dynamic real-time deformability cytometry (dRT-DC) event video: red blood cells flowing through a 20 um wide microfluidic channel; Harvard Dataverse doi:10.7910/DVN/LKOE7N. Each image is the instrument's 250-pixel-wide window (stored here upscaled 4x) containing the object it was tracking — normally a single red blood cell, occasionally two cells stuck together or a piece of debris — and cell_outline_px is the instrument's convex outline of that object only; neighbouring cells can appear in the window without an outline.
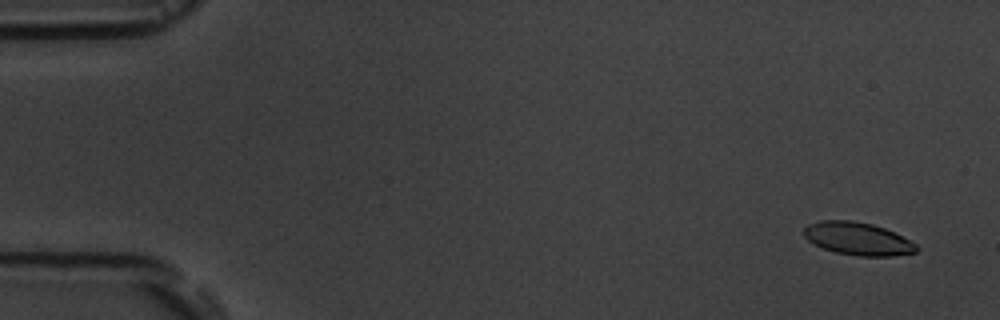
{"species": "common noctule bat (a hibernating species)", "species_latin": "Nyctalus noctula", "temperature_condition": "room temperature", "stored_images_in_passage": 5, "segment_of_instrument_passage": [1, 2], "camera_frame_rate_fps": 3000, "um_per_image_px": 0.085, "animal": {"sex": "male", "body_mass_g": 19.5, "forearm_length_mm": 54.6}, "frame": {"image": 1, "passage_image": 1, "time_ms": 0.0, "image_size_px": [1000, 320], "cell_outline_px": [[920, 248], [916, 252], [892, 256], [856, 256], [836, 252], [812, 244], [804, 236], [804, 228], [808, 224], [820, 220], [852, 220], [872, 224], [884, 228], [916, 244]], "centroid_in_image_um": [72.88, 20.29], "position_along_channel_um": 12.1, "area_um2": 21.44}}
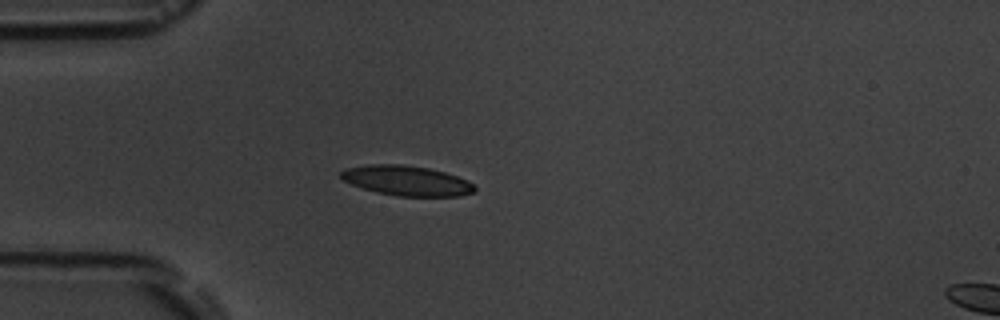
{"frame": {"image": 2, "passage_image": 4, "time_ms": 4.333, "image_size_px": [1000, 320], "cell_outline_px": [[476, 192], [460, 196], [396, 196], [376, 192], [352, 184], [344, 180], [340, 176], [340, 172], [344, 168], [368, 164], [404, 164], [428, 168], [444, 172], [468, 180], [476, 188]], "centroid_in_image_um": [34.57, 15.35], "position_along_channel_um": 50.4, "area_um2": 23.41}}